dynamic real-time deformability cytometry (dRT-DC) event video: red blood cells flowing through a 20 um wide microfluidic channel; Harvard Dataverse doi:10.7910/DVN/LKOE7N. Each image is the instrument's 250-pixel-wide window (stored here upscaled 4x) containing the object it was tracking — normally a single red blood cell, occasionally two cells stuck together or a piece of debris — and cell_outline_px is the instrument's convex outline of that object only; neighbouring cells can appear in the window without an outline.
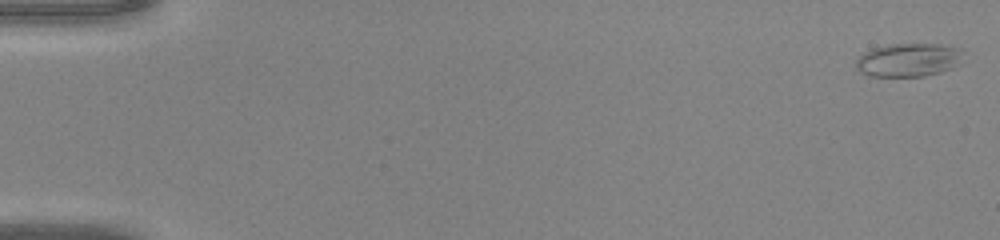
{"species": "common noctule bat (a hibernating species)", "species_latin": "Nyctalus noctula", "temperature_condition": "warm", "stored_images_in_passage": 9, "camera_frame_rate_fps": 3000, "um_per_image_px": 0.085, "animal": {"sex": "male", "body_mass_g": 20.0, "forearm_length_mm": 53.3}, "frame": {"image": 1, "passage_image": 1, "time_ms": 0.0, "image_size_px": [1000, 240], "cell_outline_px": [[964, 52], [952, 68], [940, 72], [924, 76], [868, 76], [860, 72], [856, 68], [856, 60], [864, 52], [872, 48], [888, 44], [940, 44], [960, 48]], "centroid_in_image_um": [77.18, 5.09], "position_along_channel_um": 7.8, "area_um2": 20.81}}